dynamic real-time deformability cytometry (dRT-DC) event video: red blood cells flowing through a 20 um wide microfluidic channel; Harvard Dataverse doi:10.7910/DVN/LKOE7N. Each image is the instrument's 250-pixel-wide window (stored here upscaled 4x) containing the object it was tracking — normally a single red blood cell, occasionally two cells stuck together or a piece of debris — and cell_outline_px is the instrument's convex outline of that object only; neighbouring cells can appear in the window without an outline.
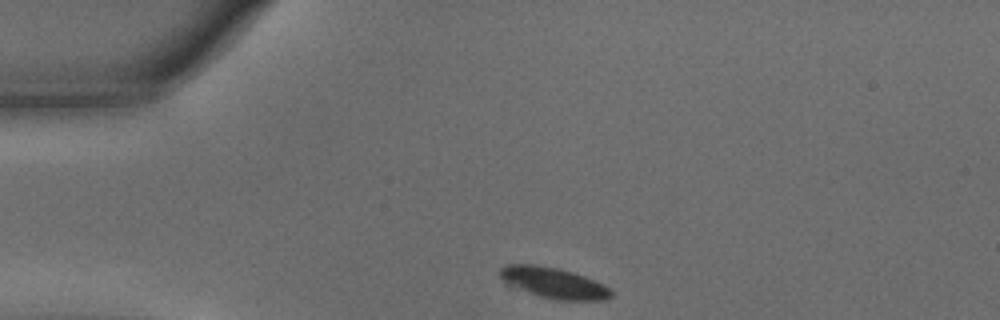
{"species": "common noctule bat (a hibernating species)", "species_latin": "Nyctalus noctula", "temperature_condition": "warm", "stored_images_in_passage": 34, "camera_frame_rate_fps": 3000, "um_per_image_px": 0.085, "animal": {"sex": "male", "body_mass_g": 15.6}, "frame": {"image": 1, "passage_image": 1, "time_ms": 0.0, "image_size_px": [1000, 320], "cell_outline_px": [[612, 296], [604, 300], [556, 300], [540, 296], [512, 288], [504, 284], [500, 276], [500, 268], [508, 264], [536, 264], [556, 268], [572, 272], [584, 276], [604, 284], [612, 288]], "centroid_in_image_um": [47.03, 24.05], "position_along_channel_um": 38.0, "area_um2": 20.23}}
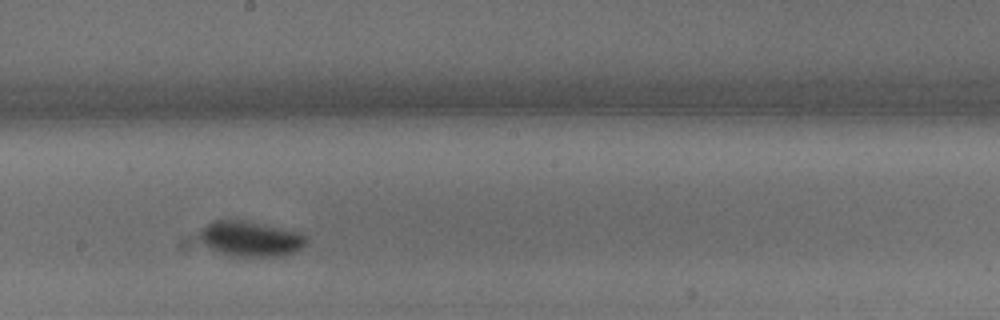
{"frame": {"image": 2, "passage_image": 20, "time_ms": 6.333, "image_size_px": [1000, 320], "cell_outline_px": [[308, 244], [296, 252], [284, 256], [256, 260], [228, 256], [184, 248], [180, 244], [184, 240], [200, 228], [212, 220], [240, 220], [304, 232], [308, 236]], "centroid_in_image_um": [20.88, 20.39], "position_along_channel_um": 227.3, "area_um2": 25.89}}
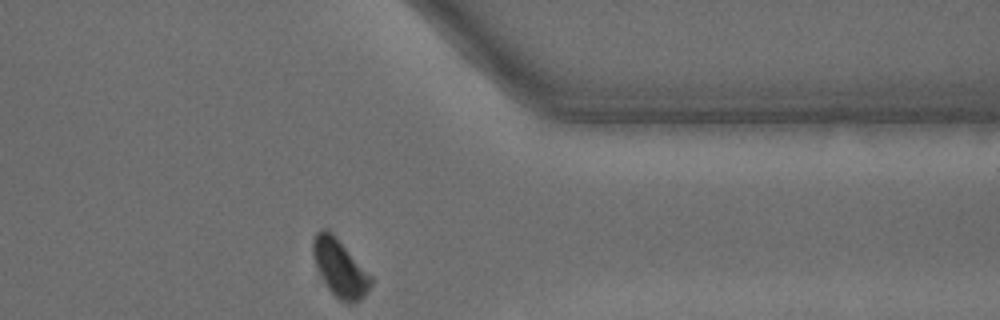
{"frame": {"image": 3, "passage_image": 34, "time_ms": 11.0, "image_size_px": [1000, 320], "cell_outline_px": [[372, 284], [364, 296], [360, 300], [352, 304], [340, 300], [328, 288], [316, 268], [312, 252], [312, 240], [316, 232], [320, 228], [324, 228], [372, 276]], "centroid_in_image_um": [28.86, 22.83], "position_along_channel_um": 382.5, "area_um2": 18.67}}